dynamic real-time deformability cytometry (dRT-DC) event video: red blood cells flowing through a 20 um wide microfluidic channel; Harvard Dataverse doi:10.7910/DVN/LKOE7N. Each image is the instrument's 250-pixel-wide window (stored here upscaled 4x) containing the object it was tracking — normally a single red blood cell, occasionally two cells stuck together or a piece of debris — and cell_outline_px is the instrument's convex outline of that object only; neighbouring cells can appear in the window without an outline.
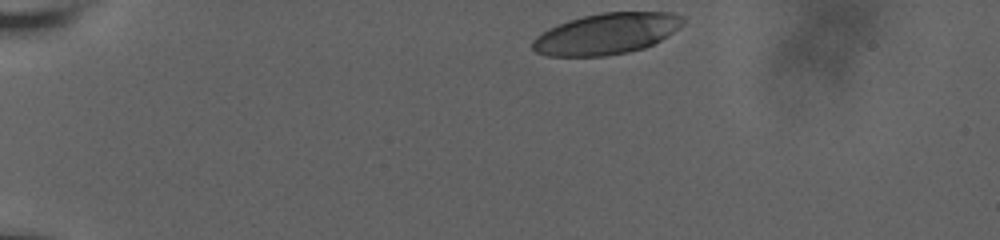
{"species": "human", "species_latin": "Homo sapiens", "temperature_condition": "room temperature", "stored_images_in_passage": 16, "camera_frame_rate_fps": 3000, "um_per_image_px": 0.085, "donor": {"sex": "male"}, "frame": {"image": 1, "passage_image": 1, "time_ms": 0.0, "image_size_px": [1000, 240], "cell_outline_px": [[684, 24], [668, 36], [644, 48], [628, 52], [604, 56], [548, 56], [536, 52], [532, 48], [532, 40], [536, 36], [548, 28], [568, 20], [584, 16], [604, 12], [672, 12], [684, 16]], "centroid_in_image_um": [51.56, 2.86], "position_along_channel_um": 33.4, "area_um2": 36.13}}
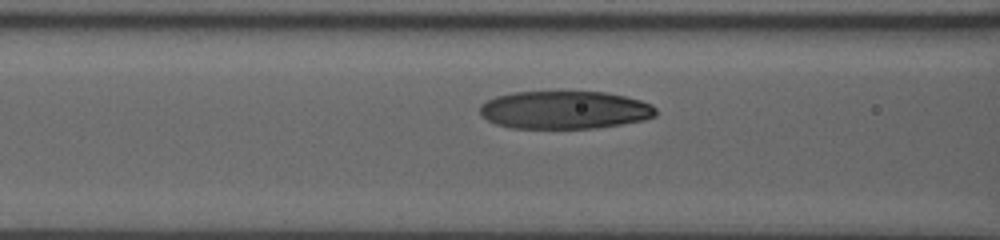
{"frame": {"image": 2, "passage_image": 12, "time_ms": 4.667, "image_size_px": [1000, 240], "cell_outline_px": [[656, 116], [644, 120], [596, 128], [512, 128], [496, 124], [480, 116], [480, 104], [496, 96], [512, 92], [604, 92], [624, 96], [640, 100], [652, 104], [656, 108]], "centroid_in_image_um": [47.98, 9.35], "position_along_channel_um": 118.6, "area_um2": 38.96}}
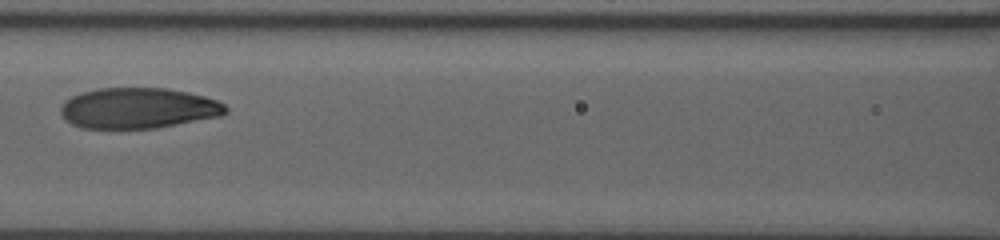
{"frame": {"image": 3, "passage_image": 14, "time_ms": 5.667, "image_size_px": [1000, 240], "cell_outline_px": [[228, 112], [220, 116], [156, 128], [80, 128], [64, 120], [60, 112], [60, 104], [64, 100], [80, 92], [96, 88], [168, 88], [188, 92], [204, 96], [216, 100], [224, 104], [228, 108]], "centroid_in_image_um": [11.7, 9.19], "position_along_channel_um": 154.9, "area_um2": 39.42}}